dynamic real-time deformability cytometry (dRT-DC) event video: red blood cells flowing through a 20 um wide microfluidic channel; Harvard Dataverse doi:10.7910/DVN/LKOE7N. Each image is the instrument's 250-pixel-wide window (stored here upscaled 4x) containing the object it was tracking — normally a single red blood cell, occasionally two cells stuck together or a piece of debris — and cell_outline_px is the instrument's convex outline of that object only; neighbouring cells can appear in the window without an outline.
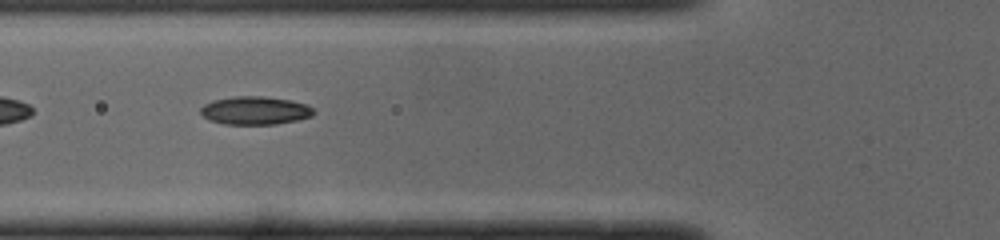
{"species": "common noctule bat (a hibernating species)", "species_latin": "Nyctalus noctula", "temperature_condition": "cold", "stored_images_in_passage": 36, "camera_frame_rate_fps": 3000, "um_per_image_px": 0.085, "animal": {"sex": "male", "body_mass_g": 19.0, "forearm_length_mm": 50.8}, "frame": {"image": 1, "passage_image": 3, "time_ms": 0.667, "image_size_px": [1000, 240], "cell_outline_px": [[316, 112], [312, 116], [296, 120], [276, 124], [224, 124], [208, 120], [200, 112], [200, 108], [204, 104], [212, 100], [232, 96], [260, 96], [288, 100], [308, 104]], "centroid_in_image_um": [21.66, 9.39], "position_along_channel_um": 104.1, "area_um2": 18.61}}
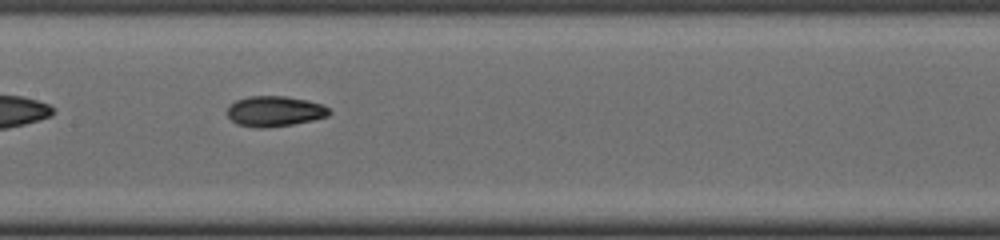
{"frame": {"image": 2, "passage_image": 9, "time_ms": 2.667, "image_size_px": [1000, 240], "cell_outline_px": [[332, 112], [328, 116], [312, 120], [292, 124], [260, 128], [236, 124], [228, 116], [228, 104], [236, 100], [248, 96], [284, 96], [308, 100], [320, 104], [328, 108]], "centroid_in_image_um": [23.33, 9.44], "position_along_channel_um": 184.1, "area_um2": 17.98}}
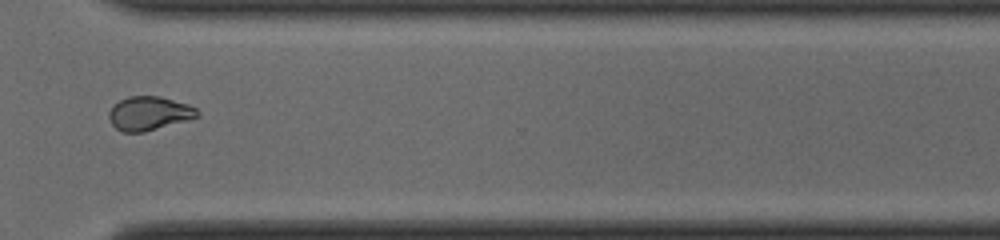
{"frame": {"image": 3, "passage_image": 22, "time_ms": 7.0, "image_size_px": [1000, 240], "cell_outline_px": [[200, 116], [188, 120], [144, 132], [124, 132], [116, 128], [112, 124], [108, 116], [108, 112], [120, 100], [128, 96], [160, 96], [188, 104], [196, 108], [200, 112]], "centroid_in_image_um": [12.7, 9.63], "position_along_channel_um": 357.9, "area_um2": 17.4}}